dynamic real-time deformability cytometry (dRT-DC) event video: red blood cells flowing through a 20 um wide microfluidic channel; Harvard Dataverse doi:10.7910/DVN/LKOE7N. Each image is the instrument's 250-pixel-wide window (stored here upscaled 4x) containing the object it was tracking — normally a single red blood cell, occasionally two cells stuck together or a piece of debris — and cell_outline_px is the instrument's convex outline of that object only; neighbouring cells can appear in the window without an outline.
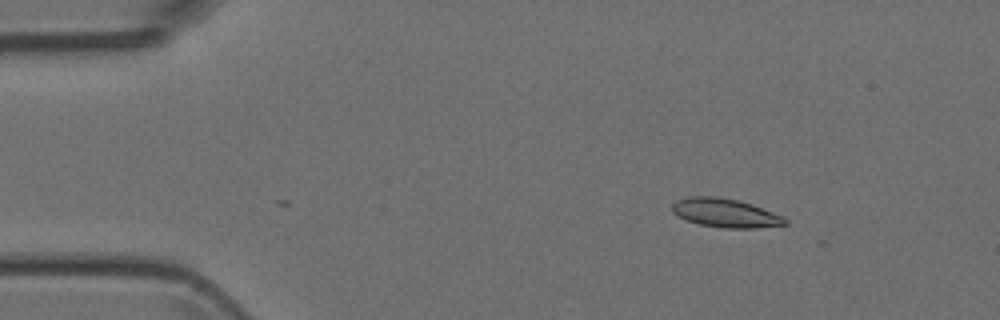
{"species": "Egyptian fruit bat (a non-hibernating species)", "species_latin": "Rousettus aegyptiacus", "temperature_condition": "room temperature", "stored_images_in_passage": 2, "camera_frame_rate_fps": 3000, "um_per_image_px": 0.085, "animal": {"sex": "female"}, "frame": {"image": 1, "passage_image": 2, "time_ms": 0.333, "image_size_px": [1000, 320], "cell_outline_px": [[788, 224], [756, 228], [724, 228], [700, 224], [676, 216], [672, 212], [672, 204], [676, 200], [688, 196], [716, 196], [736, 200], [752, 204], [784, 216], [788, 220]], "centroid_in_image_um": [61.66, 18.1], "position_along_channel_um": 23.3, "area_um2": 19.02}}